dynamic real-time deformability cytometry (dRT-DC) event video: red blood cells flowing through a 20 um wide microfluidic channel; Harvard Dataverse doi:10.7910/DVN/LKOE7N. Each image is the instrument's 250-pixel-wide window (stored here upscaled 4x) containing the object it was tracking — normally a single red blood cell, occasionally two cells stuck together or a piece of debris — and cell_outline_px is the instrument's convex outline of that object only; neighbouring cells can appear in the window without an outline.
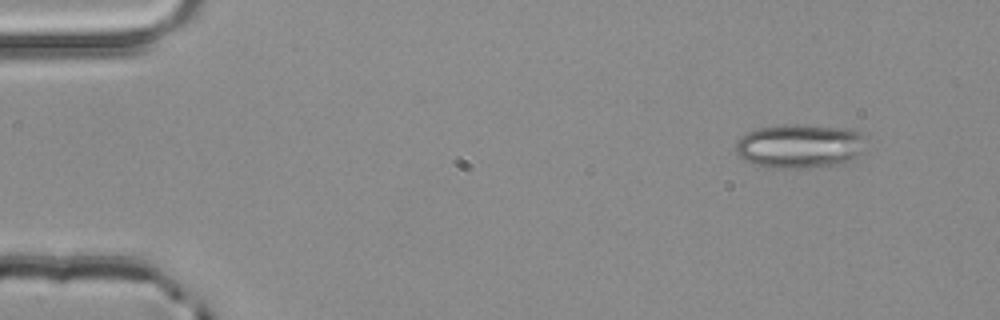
{"species": "common noctule bat (a hibernating species)", "species_latin": "Nyctalus noctula", "temperature_condition": "room temperature", "stored_images_in_passage": 3, "camera_frame_rate_fps": 3000, "um_per_image_px": 0.085, "animal": {"sex": "male", "body_mass_g": 20.4}, "frame": {"image": 1, "passage_image": 1, "time_ms": 0.0, "image_size_px": [1000, 320], "cell_outline_px": [[868, 152], [844, 164], [812, 168], [772, 168], [756, 164], [744, 160], [736, 152], [736, 140], [740, 136], [748, 132], [760, 128], [784, 124], [804, 124], [852, 128], [864, 132], [868, 136]], "centroid_in_image_um": [68.15, 12.41], "position_along_channel_um": 16.8, "area_um2": 34.97}}